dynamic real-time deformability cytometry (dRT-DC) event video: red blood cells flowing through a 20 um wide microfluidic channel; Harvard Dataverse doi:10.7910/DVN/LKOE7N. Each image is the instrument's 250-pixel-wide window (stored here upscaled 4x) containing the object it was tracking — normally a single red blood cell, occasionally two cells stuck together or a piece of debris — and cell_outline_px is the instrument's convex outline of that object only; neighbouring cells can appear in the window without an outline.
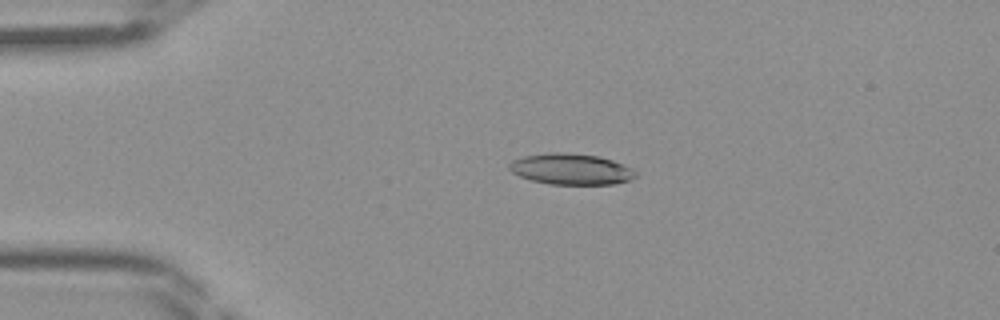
{"species": "Egyptian fruit bat (a non-hibernating species)", "species_latin": "Rousettus aegyptiacus", "temperature_condition": "room temperature", "stored_images_in_passage": 45, "camera_frame_rate_fps": 3000, "um_per_image_px": 0.085, "frame": {"image": 1, "passage_image": 10, "time_ms": 3.0, "image_size_px": [1000, 320], "cell_outline_px": [[636, 176], [628, 180], [616, 184], [548, 184], [532, 180], [520, 176], [512, 172], [508, 168], [508, 164], [512, 160], [524, 156], [548, 152], [564, 152], [600, 156], [624, 164], [632, 168], [636, 172]], "centroid_in_image_um": [48.53, 14.36], "position_along_channel_um": 36.5, "area_um2": 22.95}}
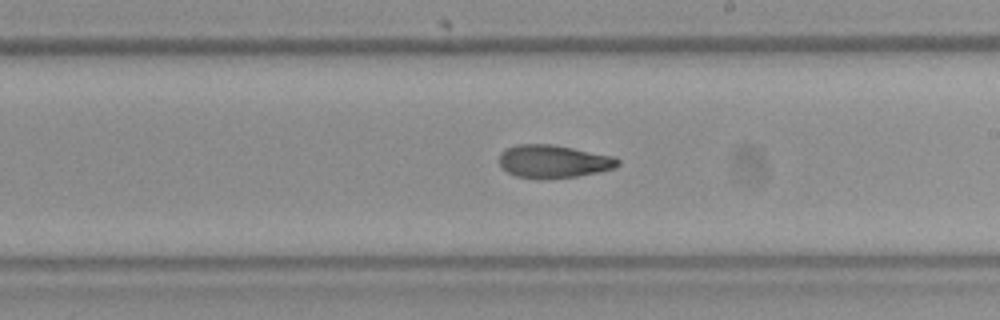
{"frame": {"image": 2, "passage_image": 26, "time_ms": 8.333, "image_size_px": [1000, 320], "cell_outline_px": [[620, 164], [616, 168], [600, 172], [576, 176], [544, 180], [540, 180], [516, 176], [508, 172], [500, 164], [500, 152], [516, 144], [552, 144], [616, 156], [620, 160]], "centroid_in_image_um": [47.09, 13.73], "position_along_channel_um": 241.9, "area_um2": 23.12}}
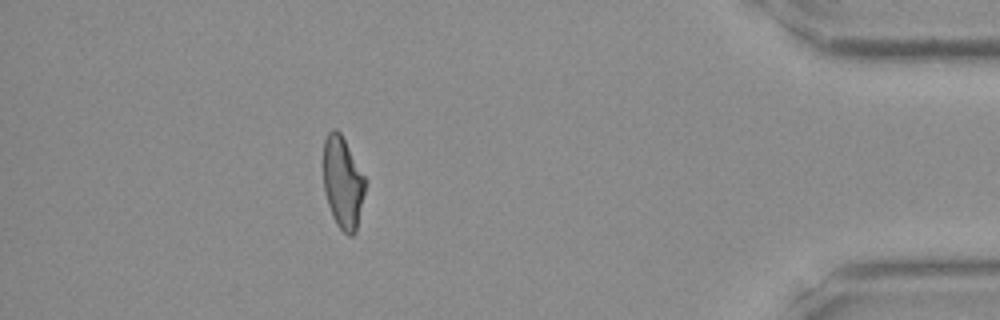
{"frame": {"image": 3, "passage_image": 40, "time_ms": 13.0, "image_size_px": [1000, 320], "cell_outline_px": [[364, 192], [356, 232], [352, 236], [348, 236], [336, 224], [332, 216], [324, 192], [324, 140], [328, 132], [332, 128], [336, 128], [340, 132], [364, 176]], "centroid_in_image_um": [29.11, 15.53], "position_along_channel_um": 406.1, "area_um2": 22.08}}